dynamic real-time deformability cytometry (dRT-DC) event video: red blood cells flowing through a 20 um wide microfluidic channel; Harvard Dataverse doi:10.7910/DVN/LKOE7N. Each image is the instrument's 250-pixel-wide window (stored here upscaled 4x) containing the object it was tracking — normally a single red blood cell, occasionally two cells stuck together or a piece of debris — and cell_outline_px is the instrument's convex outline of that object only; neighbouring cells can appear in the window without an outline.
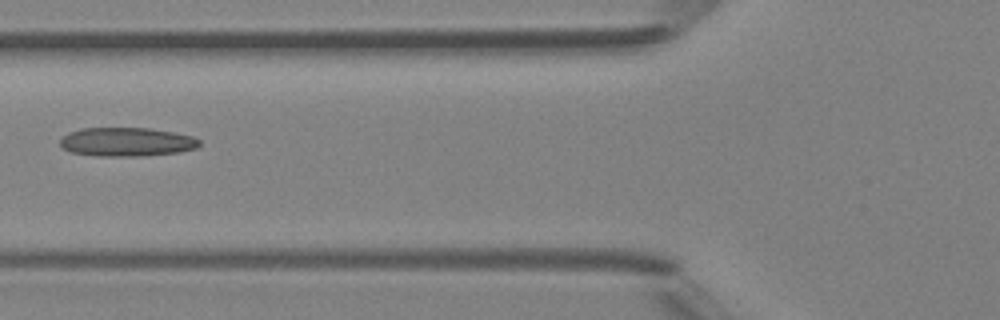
{"species": "Egyptian fruit bat (a non-hibernating species)", "species_latin": "Rousettus aegyptiacus", "temperature_condition": "room temperature", "stored_images_in_passage": 5, "camera_frame_rate_fps": 3000, "um_per_image_px": 0.085, "animal": {"sex": "female"}, "frame": {"image": 1, "passage_image": 4, "time_ms": 4.333, "image_size_px": [1000, 320], "cell_outline_px": [[200, 144], [196, 148], [180, 152], [140, 156], [96, 156], [72, 152], [64, 148], [60, 144], [60, 140], [68, 132], [80, 128], [148, 128], [172, 132], [192, 136], [200, 140]], "centroid_in_image_um": [10.76, 12.06], "position_along_channel_um": 115.0, "area_um2": 23.35}}
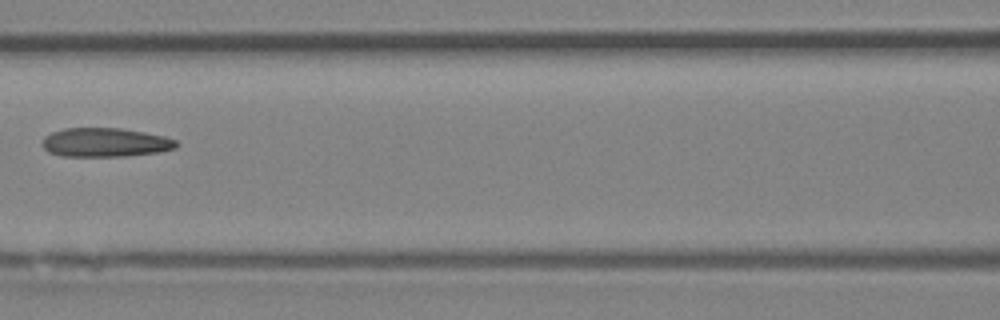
{"frame": {"image": 2, "passage_image": 5, "time_ms": 5.333, "image_size_px": [1000, 320], "cell_outline_px": [[180, 144], [176, 148], [160, 152], [124, 156], [60, 156], [48, 152], [40, 144], [44, 136], [52, 132], [64, 128], [120, 128], [144, 132], [164, 136], [176, 140]], "centroid_in_image_um": [8.93, 12.11], "position_along_channel_um": 157.7, "area_um2": 22.83}}